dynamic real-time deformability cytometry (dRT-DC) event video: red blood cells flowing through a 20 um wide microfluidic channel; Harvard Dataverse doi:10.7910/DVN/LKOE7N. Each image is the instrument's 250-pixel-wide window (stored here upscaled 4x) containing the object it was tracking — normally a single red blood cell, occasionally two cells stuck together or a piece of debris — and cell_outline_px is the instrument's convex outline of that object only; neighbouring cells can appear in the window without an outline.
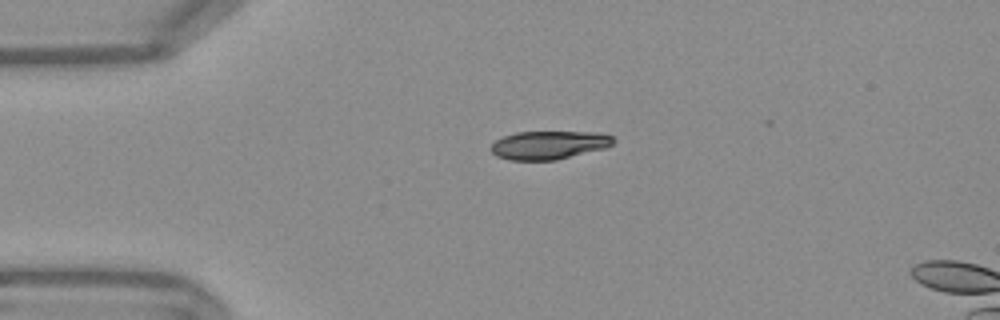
{"species": "Egyptian fruit bat (a non-hibernating species)", "species_latin": "Rousettus aegyptiacus", "temperature_condition": "warm", "stored_images_in_passage": 42, "camera_frame_rate_fps": 3000, "um_per_image_px": 0.085, "frame": {"image": 1, "passage_image": 1, "time_ms": 0.0, "image_size_px": [1000, 320], "cell_outline_px": [[616, 140], [612, 144], [604, 148], [556, 160], [508, 160], [496, 156], [488, 148], [496, 140], [504, 136], [516, 132], [596, 132], [612, 136]], "centroid_in_image_um": [46.62, 12.33], "position_along_channel_um": 38.4, "area_um2": 20.23}}
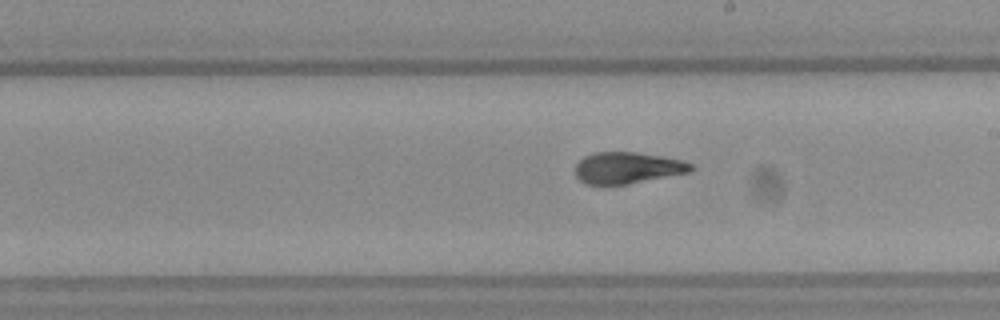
{"frame": {"image": 2, "passage_image": 19, "time_ms": 6.0, "image_size_px": [1000, 320], "cell_outline_px": [[692, 168], [688, 172], [628, 184], [584, 184], [576, 176], [576, 164], [584, 156], [596, 152], [636, 152], [660, 156], [680, 160], [692, 164]], "centroid_in_image_um": [53.28, 14.26], "position_along_channel_um": 235.7, "area_um2": 20.87}}
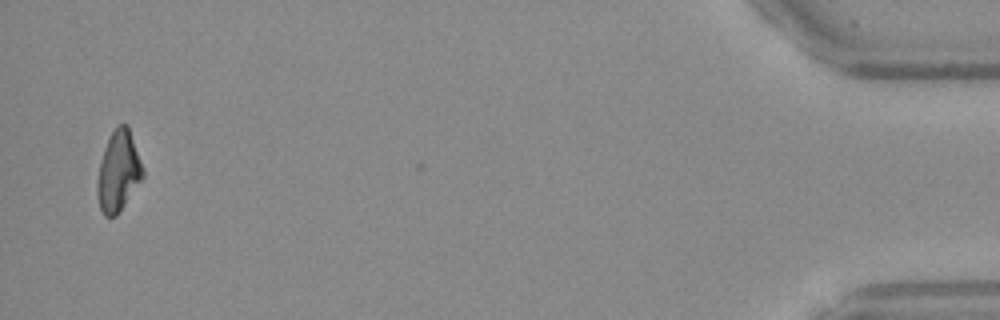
{"frame": {"image": 3, "passage_image": 41, "time_ms": 13.333, "image_size_px": [1000, 320], "cell_outline_px": [[144, 176], [116, 216], [104, 216], [100, 208], [96, 192], [96, 184], [100, 160], [104, 148], [116, 124], [128, 124], [144, 168]], "centroid_in_image_um": [10.06, 14.53], "position_along_channel_um": 425.1, "area_um2": 21.44}, "authors_computed_cell_mechanics": {"area_um2": 21.675, "velocity_mm_per_s": 3.7874, "shape_relaxation_time_tau1_ms": 6.2478, "shape_relaxation_time_tau2_ms": 1.6594, "deformation_change_tau1": 0.1894, "deformation_change_tau2": 0.0562}}